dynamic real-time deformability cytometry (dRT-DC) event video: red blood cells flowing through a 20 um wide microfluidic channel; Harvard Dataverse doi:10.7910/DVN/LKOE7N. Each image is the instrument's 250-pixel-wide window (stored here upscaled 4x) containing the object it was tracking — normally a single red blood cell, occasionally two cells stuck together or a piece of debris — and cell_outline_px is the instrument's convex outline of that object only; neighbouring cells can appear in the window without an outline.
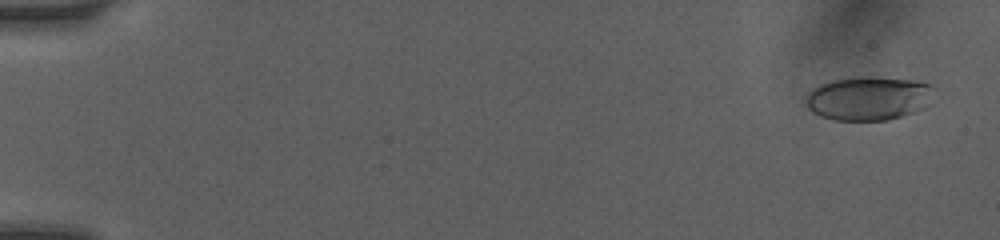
{"species": "human", "species_latin": "Homo sapiens", "temperature_condition": "room temperature", "stored_images_in_passage": 20, "camera_frame_rate_fps": 3000, "um_per_image_px": 0.085, "donor": {"sex": "female"}, "frame": {"image": 1, "passage_image": 2, "time_ms": 0.333, "image_size_px": [1000, 240], "cell_outline_px": [[928, 104], [924, 108], [888, 120], [836, 120], [820, 116], [812, 112], [808, 108], [808, 92], [812, 88], [820, 84], [832, 80], [860, 76], [864, 76], [912, 80], [928, 84]], "centroid_in_image_um": [73.74, 8.36], "position_along_channel_um": 11.3, "area_um2": 32.02}}
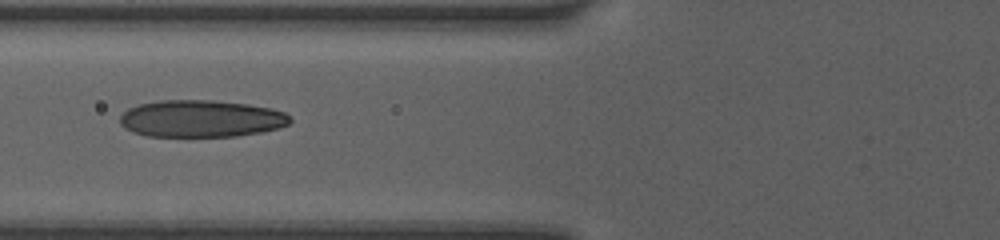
{"frame": {"image": 2, "passage_image": 13, "time_ms": 6.667, "image_size_px": [1000, 240], "cell_outline_px": [[292, 120], [288, 124], [280, 128], [260, 132], [236, 136], [148, 136], [132, 132], [124, 128], [120, 124], [120, 116], [128, 108], [140, 104], [160, 100], [212, 100], [248, 104], [272, 108], [284, 112]], "centroid_in_image_um": [17.08, 10.08], "position_along_channel_um": 108.7, "area_um2": 36.82}}
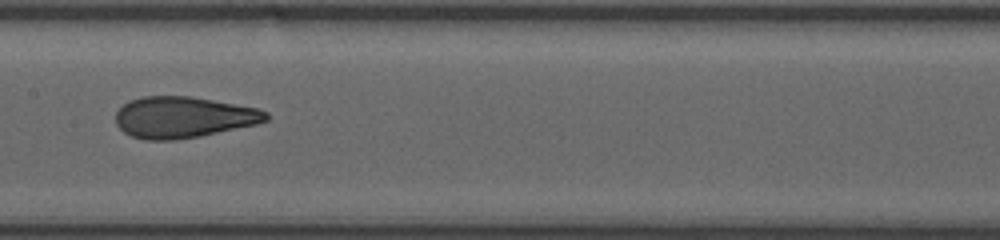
{"frame": {"image": 3, "passage_image": 18, "time_ms": 8.667, "image_size_px": [1000, 240], "cell_outline_px": [[268, 120], [256, 124], [200, 136], [176, 140], [148, 140], [132, 136], [124, 132], [116, 124], [116, 112], [128, 100], [144, 96], [192, 96], [260, 108], [268, 112]], "centroid_in_image_um": [15.59, 9.96], "position_along_channel_um": 191.8, "area_um2": 36.24}}